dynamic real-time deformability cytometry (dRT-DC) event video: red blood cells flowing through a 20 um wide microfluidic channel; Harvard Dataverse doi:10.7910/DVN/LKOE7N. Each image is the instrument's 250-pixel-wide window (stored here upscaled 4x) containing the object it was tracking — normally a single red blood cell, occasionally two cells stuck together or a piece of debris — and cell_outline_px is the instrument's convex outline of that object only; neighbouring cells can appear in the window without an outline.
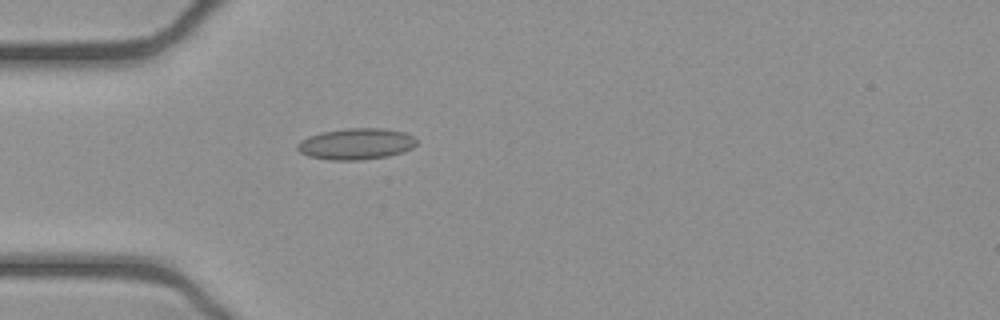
{"species": "common noctule bat (a hibernating species)", "species_latin": "Nyctalus noctula", "temperature_condition": "cold", "stored_images_in_passage": 38, "camera_frame_rate_fps": 3000, "um_per_image_px": 0.085, "animal": {"sex": "female", "body_mass_g": 21.9}, "frame": {"image": 1, "passage_image": 15, "time_ms": 4.667, "image_size_px": [1000, 320], "cell_outline_px": [[416, 144], [412, 148], [404, 152], [388, 156], [360, 160], [332, 160], [308, 156], [300, 152], [296, 148], [296, 144], [300, 140], [308, 136], [320, 132], [348, 128], [384, 128], [404, 132], [412, 136], [416, 140]], "centroid_in_image_um": [30.25, 12.23], "position_along_channel_um": 54.8, "area_um2": 21.85}}
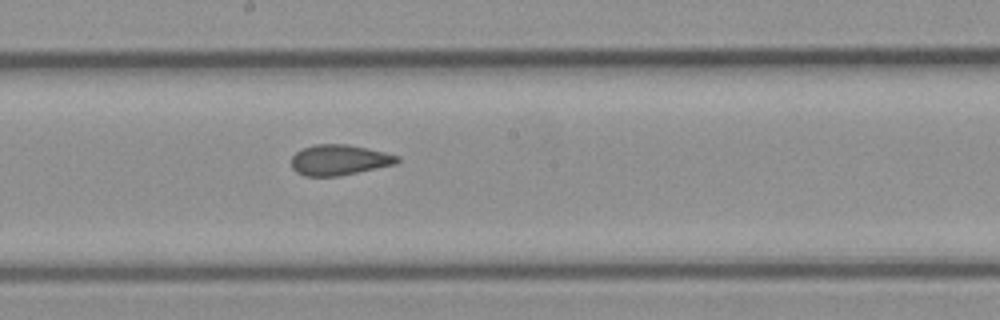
{"frame": {"image": 2, "passage_image": 28, "time_ms": 9.0, "image_size_px": [1000, 320], "cell_outline_px": [[400, 160], [396, 164], [340, 176], [304, 176], [296, 172], [292, 168], [292, 156], [296, 152], [304, 148], [316, 144], [348, 144], [368, 148], [400, 156]], "centroid_in_image_um": [28.85, 13.6], "position_along_channel_um": 219.3, "area_um2": 18.9}}
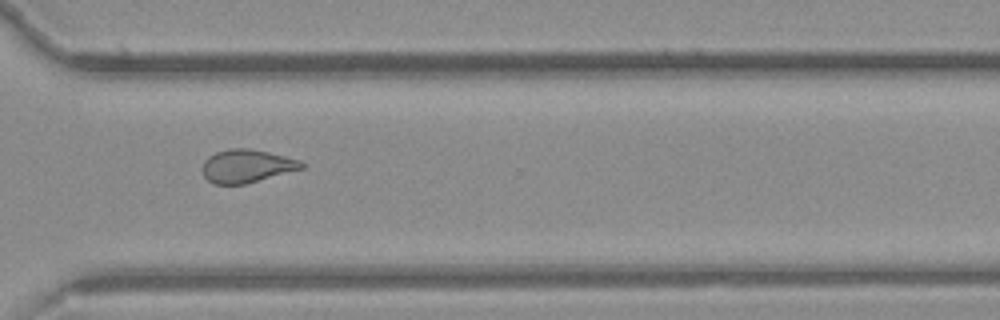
{"frame": {"image": 3, "passage_image": 38, "time_ms": 12.333, "image_size_px": [1000, 320], "cell_outline_px": [[304, 168], [244, 184], [212, 184], [204, 176], [200, 168], [204, 160], [208, 156], [216, 152], [228, 148], [248, 148], [268, 152], [300, 160], [304, 164]], "centroid_in_image_um": [20.91, 14.11], "position_along_channel_um": 349.7, "area_um2": 19.19}}